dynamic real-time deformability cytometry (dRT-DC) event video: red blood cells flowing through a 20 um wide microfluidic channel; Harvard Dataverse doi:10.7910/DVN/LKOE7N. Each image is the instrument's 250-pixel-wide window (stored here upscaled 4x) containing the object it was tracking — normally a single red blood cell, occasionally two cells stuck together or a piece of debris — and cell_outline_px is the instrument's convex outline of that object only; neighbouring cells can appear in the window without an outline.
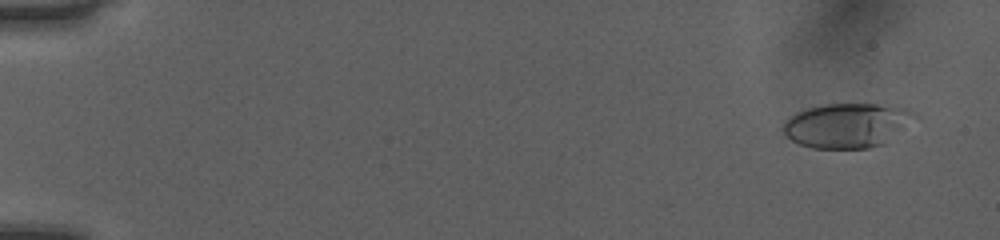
{"species": "human", "species_latin": "Homo sapiens", "temperature_condition": "room temperature", "stored_images_in_passage": 51, "camera_frame_rate_fps": 3000, "um_per_image_px": 0.085, "donor": {"sex": "female"}, "frame": {"image": 1, "passage_image": 3, "time_ms": 0.667, "image_size_px": [1000, 240], "cell_outline_px": [[920, 120], [884, 144], [868, 148], [812, 148], [800, 144], [792, 140], [784, 132], [784, 124], [796, 112], [808, 108], [824, 104], [876, 104], [908, 108], [916, 112], [920, 116]], "centroid_in_image_um": [72.15, 10.65], "position_along_channel_um": 12.9, "area_um2": 34.56}}
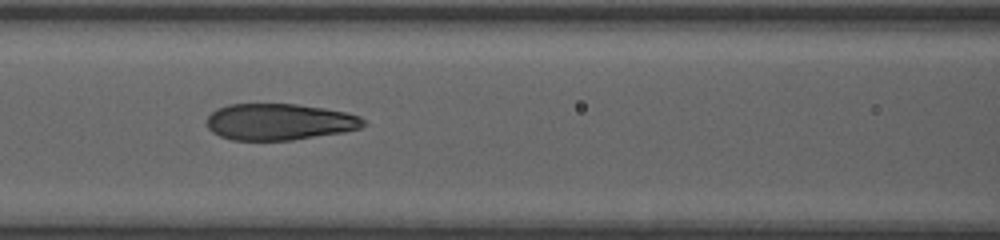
{"frame": {"image": 2, "passage_image": 24, "time_ms": 7.667, "image_size_px": [1000, 240], "cell_outline_px": [[368, 124], [360, 128], [344, 132], [292, 140], [232, 140], [220, 136], [212, 132], [208, 128], [208, 116], [216, 108], [228, 104], [296, 104], [324, 108], [344, 112], [360, 116]], "centroid_in_image_um": [23.75, 10.36], "position_along_channel_um": 142.8, "area_um2": 33.35}}
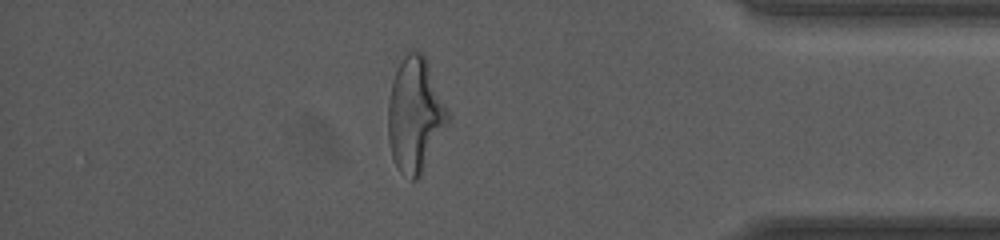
{"frame": {"image": 3, "passage_image": 45, "time_ms": 14.667, "image_size_px": [1000, 240], "cell_outline_px": [[448, 120], [416, 180], [412, 180], [400, 172], [392, 156], [388, 140], [388, 100], [392, 80], [408, 48], [420, 52], [428, 60], [448, 108]], "centroid_in_image_um": [35.25, 9.67], "position_along_channel_um": 399.9, "area_um2": 39.19}, "authors_computed_cell_mechanics": {"area_um2": 34.5644, "velocity_mm_per_s": 4.0489, "shape_relaxation_time_tau1_ms": 5.5936, "shape_relaxation_time_tau2_ms": 0.8228, "deformation_change_tau1": 0.1989, "deformation_change_tau2": 0.0849}}